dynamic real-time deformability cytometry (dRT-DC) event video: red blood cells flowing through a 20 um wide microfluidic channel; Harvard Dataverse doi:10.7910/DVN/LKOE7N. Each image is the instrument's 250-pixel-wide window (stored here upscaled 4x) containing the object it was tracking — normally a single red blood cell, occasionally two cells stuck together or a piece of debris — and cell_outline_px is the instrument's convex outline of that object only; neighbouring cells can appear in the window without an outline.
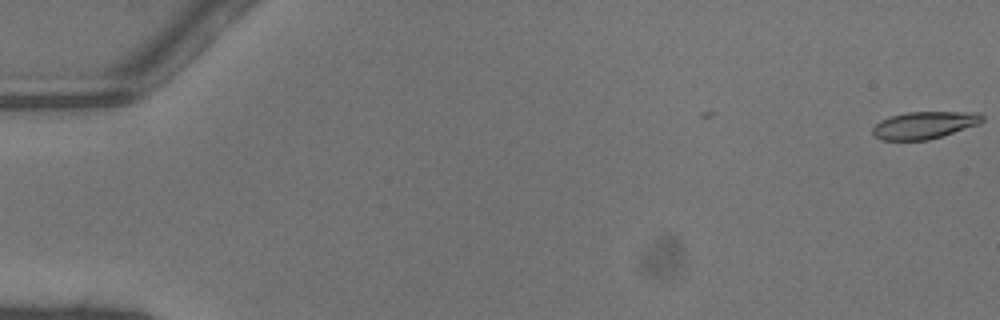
{"species": "common noctule bat (a hibernating species)", "species_latin": "Nyctalus noctula", "temperature_condition": "warm", "stored_images_in_passage": 3, "camera_frame_rate_fps": 3000, "um_per_image_px": 0.085, "animal": {"sex": "male", "body_mass_g": 13.3}, "frame": {"image": 1, "passage_image": 3, "time_ms": 0.667, "image_size_px": [1000, 320], "cell_outline_px": [[984, 120], [980, 124], [928, 140], [880, 140], [872, 136], [872, 128], [880, 120], [892, 116], [908, 112], [980, 112], [984, 116]], "centroid_in_image_um": [78.57, 10.64], "position_along_channel_um": 6.4, "area_um2": 17.51}}